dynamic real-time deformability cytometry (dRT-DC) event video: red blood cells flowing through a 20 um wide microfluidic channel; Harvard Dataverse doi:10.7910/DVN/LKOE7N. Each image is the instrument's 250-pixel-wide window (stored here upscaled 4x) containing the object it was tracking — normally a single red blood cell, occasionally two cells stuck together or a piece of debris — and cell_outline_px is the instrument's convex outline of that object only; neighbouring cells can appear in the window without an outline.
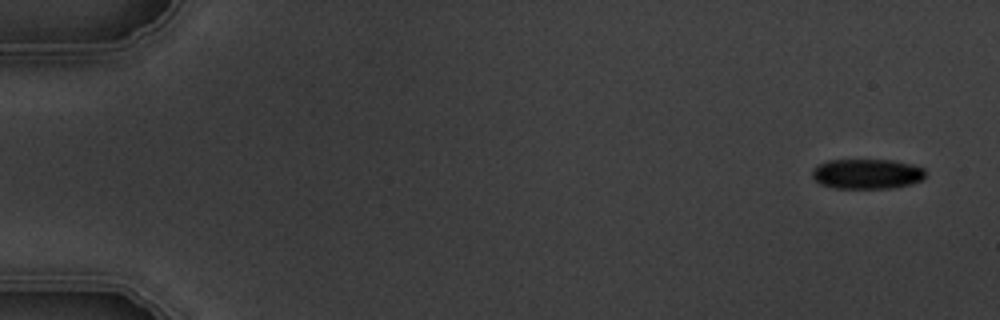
{"species": "common noctule bat (a hibernating species)", "species_latin": "Nyctalus noctula", "temperature_condition": "warm", "stored_images_in_passage": 5, "camera_frame_rate_fps": 3000, "um_per_image_px": 0.085, "animal": {"sex": "male", "body_mass_g": 19.5, "forearm_length_mm": 54.6}, "frame": {"image": 1, "passage_image": 1, "time_ms": 0.0, "image_size_px": [1000, 320], "cell_outline_px": [[924, 176], [920, 180], [912, 184], [892, 188], [836, 188], [820, 184], [812, 176], [812, 168], [816, 164], [828, 160], [892, 160], [912, 164], [924, 168]], "centroid_in_image_um": [73.66, 14.77], "position_along_channel_um": 11.3, "area_um2": 19.88}}
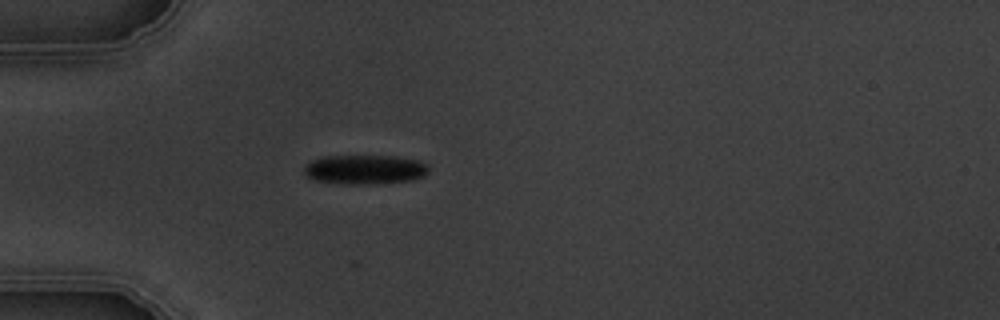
{"frame": {"image": 2, "passage_image": 5, "time_ms": 4.667, "image_size_px": [1000, 320], "cell_outline_px": [[428, 172], [424, 176], [412, 180], [372, 184], [340, 184], [316, 180], [304, 176], [304, 164], [312, 160], [324, 156], [396, 156], [420, 160], [428, 164]], "centroid_in_image_um": [31.0, 14.4], "position_along_channel_um": 54.0, "area_um2": 21.62}}